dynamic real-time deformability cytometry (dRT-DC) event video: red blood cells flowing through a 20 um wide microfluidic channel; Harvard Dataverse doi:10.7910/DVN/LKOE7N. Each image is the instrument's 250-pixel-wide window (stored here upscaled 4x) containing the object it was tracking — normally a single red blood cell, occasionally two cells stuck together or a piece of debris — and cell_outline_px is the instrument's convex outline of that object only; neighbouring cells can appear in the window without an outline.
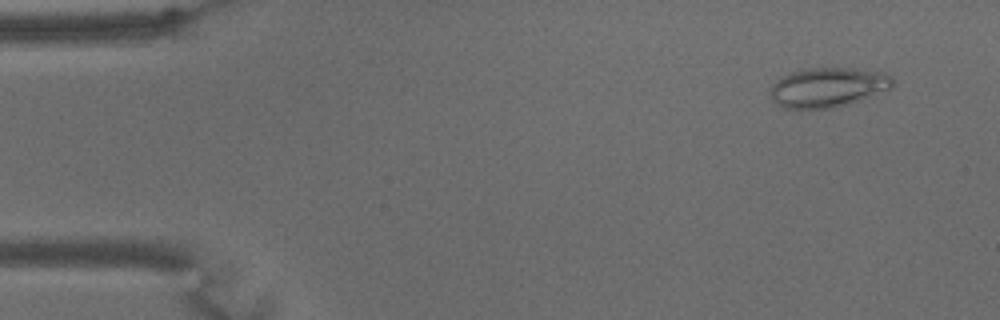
{"species": "common noctule bat (a hibernating species)", "species_latin": "Nyctalus noctula", "temperature_condition": "warm", "stored_images_in_passage": 65, "camera_frame_rate_fps": 3000, "um_per_image_px": 0.085, "animal": {"sex": "male", "body_mass_g": 15.6}, "frame": {"image": 1, "passage_image": 5, "time_ms": 1.333, "image_size_px": [1000, 320], "cell_outline_px": [[892, 88], [860, 100], [848, 104], [832, 108], [784, 108], [772, 100], [768, 92], [772, 84], [780, 76], [792, 72], [808, 68], [852, 68], [884, 72], [892, 76]], "centroid_in_image_um": [70.34, 7.41], "position_along_channel_um": 14.7, "area_um2": 28.32}}
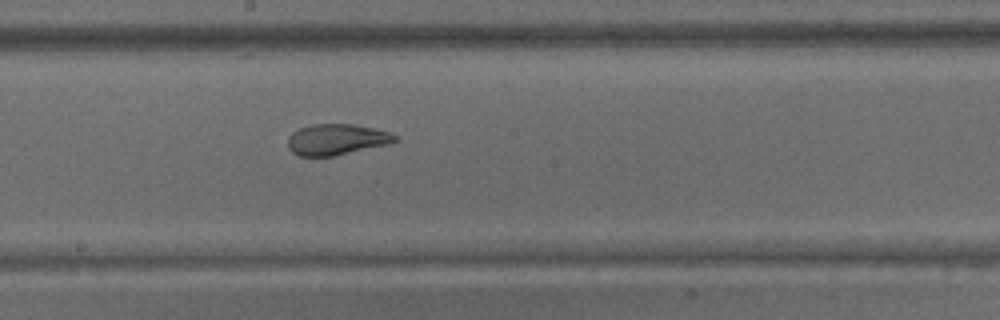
{"frame": {"image": 2, "passage_image": 35, "time_ms": 11.333, "image_size_px": [1000, 320], "cell_outline_px": [[396, 140], [388, 144], [332, 156], [300, 156], [292, 152], [288, 148], [288, 136], [292, 132], [300, 128], [312, 124], [352, 124], [372, 128], [388, 132], [396, 136]], "centroid_in_image_um": [28.55, 11.85], "position_along_channel_um": 219.7, "area_um2": 19.07}}
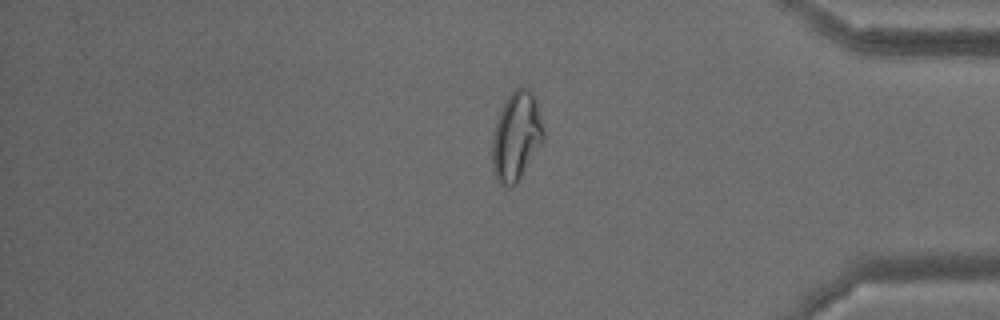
{"frame": {"image": 3, "passage_image": 54, "time_ms": 17.667, "image_size_px": [1000, 320], "cell_outline_px": [[544, 140], [520, 180], [512, 188], [500, 184], [492, 168], [492, 140], [496, 124], [500, 112], [508, 96], [516, 88], [528, 88], [532, 92], [536, 100], [544, 132]], "centroid_in_image_um": [43.9, 11.64], "position_along_channel_um": 391.3, "area_um2": 26.41}, "authors_computed_cell_mechanics": {"area_um2": 25.3742, "velocity_mm_per_s": 3.0925, "shape_relaxation_time_tau1_ms": null, "shape_relaxation_time_tau2_ms": 1.7385, "deformation_change_tau1": null, "deformation_change_tau2": 0.0851}}